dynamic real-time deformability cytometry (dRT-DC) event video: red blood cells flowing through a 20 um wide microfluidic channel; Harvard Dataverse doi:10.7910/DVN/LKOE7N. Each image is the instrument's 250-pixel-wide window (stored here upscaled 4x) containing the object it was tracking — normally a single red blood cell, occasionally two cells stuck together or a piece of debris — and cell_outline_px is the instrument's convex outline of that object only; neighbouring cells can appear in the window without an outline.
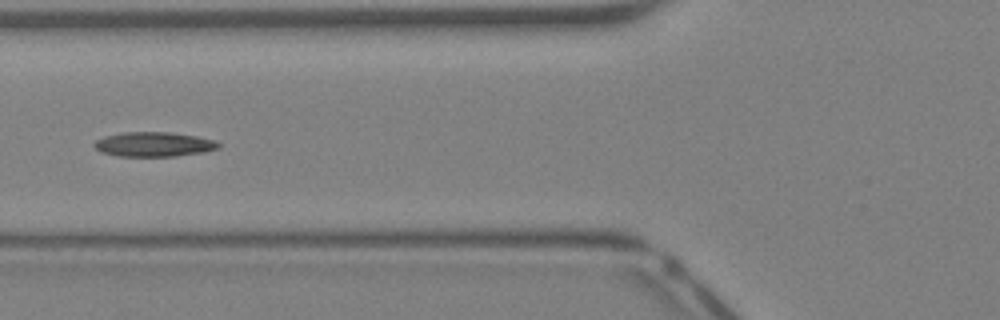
{"species": "Egyptian fruit bat (a non-hibernating species)", "species_latin": "Rousettus aegyptiacus", "temperature_condition": "warm", "stored_images_in_passage": 31, "camera_frame_rate_fps": 3000, "um_per_image_px": 0.085, "animal": {"sex": "female"}, "frame": {"image": 1, "passage_image": 6, "time_ms": 1.667, "image_size_px": [1000, 320], "cell_outline_px": [[220, 148], [204, 152], [176, 156], [116, 156], [100, 152], [92, 144], [96, 140], [104, 136], [120, 132], [168, 132], [196, 136], [216, 140], [220, 144]], "centroid_in_image_um": [13.06, 12.26], "position_along_channel_um": 112.7, "area_um2": 17.98}}
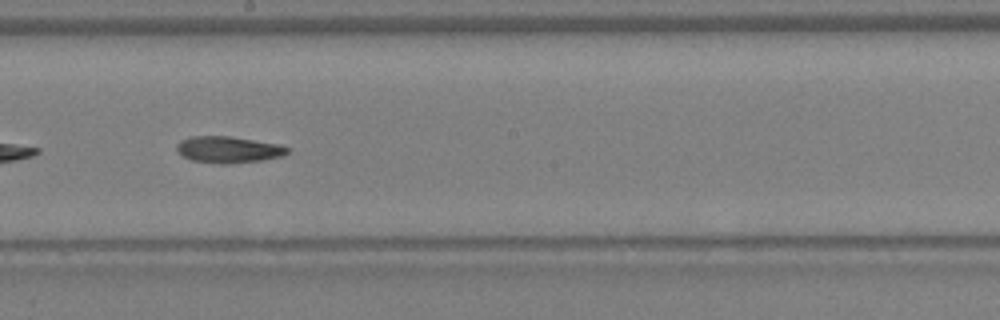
{"frame": {"image": 2, "passage_image": 13, "time_ms": 4.0, "image_size_px": [1000, 320], "cell_outline_px": [[292, 148], [284, 156], [260, 160], [228, 164], [220, 164], [192, 160], [184, 156], [176, 148], [176, 144], [180, 140], [192, 136], [228, 136], [280, 144]], "centroid_in_image_um": [19.45, 12.71], "position_along_channel_um": 228.8, "area_um2": 17.11}}
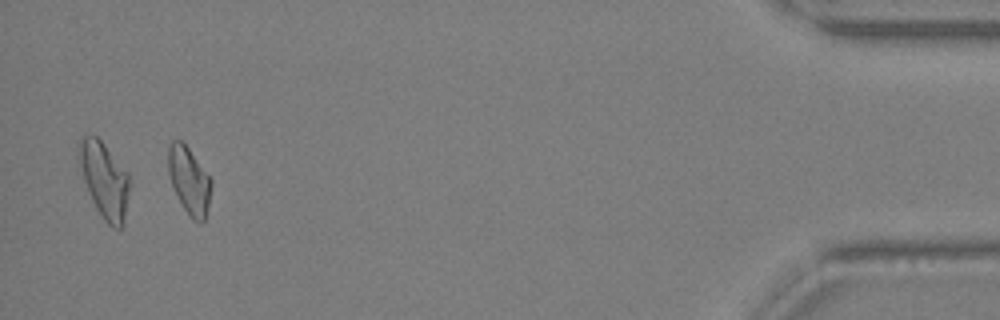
{"frame": {"image": 3, "passage_image": 29, "time_ms": 9.333, "image_size_px": [1000, 320], "cell_outline_px": [[212, 184], [208, 204], [204, 220], [200, 224], [192, 220], [188, 216], [176, 196], [168, 172], [168, 144], [172, 140], [180, 140], [188, 148], [212, 180]], "centroid_in_image_um": [16.06, 15.37], "position_along_channel_um": 419.1, "area_um2": 16.82}}